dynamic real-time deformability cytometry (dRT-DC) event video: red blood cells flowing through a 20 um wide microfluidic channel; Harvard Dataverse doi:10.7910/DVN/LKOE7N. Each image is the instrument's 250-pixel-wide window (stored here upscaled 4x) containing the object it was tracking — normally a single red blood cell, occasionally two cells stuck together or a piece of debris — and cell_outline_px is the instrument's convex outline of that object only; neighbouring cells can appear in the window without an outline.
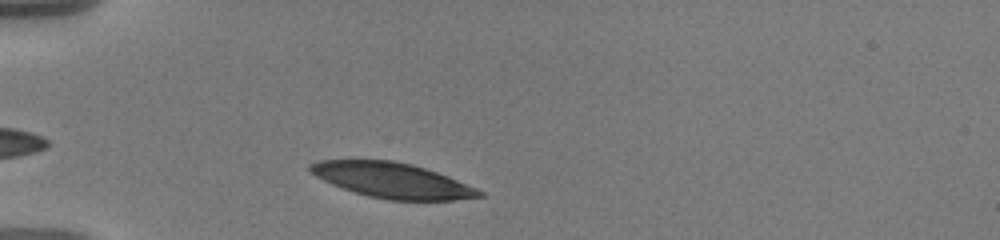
{"species": "human", "species_latin": "Homo sapiens", "temperature_condition": "warm", "stored_images_in_passage": 38, "camera_frame_rate_fps": 3000, "um_per_image_px": 0.085, "donor": {"sex": "male"}, "frame": {"image": 1, "passage_image": 3, "time_ms": 0.667, "image_size_px": [1000, 240], "cell_outline_px": [[484, 196], [452, 200], [388, 200], [368, 196], [332, 184], [316, 176], [308, 168], [308, 164], [320, 160], [392, 160], [412, 164], [448, 176], [476, 188], [484, 192]], "centroid_in_image_um": [33.34, 15.32], "position_along_channel_um": 51.7, "area_um2": 34.33}}
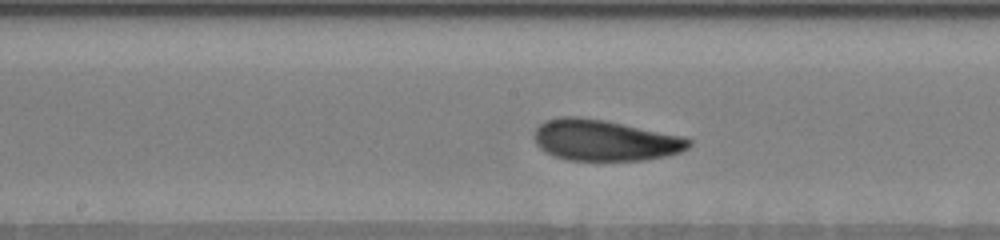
{"frame": {"image": 2, "passage_image": 17, "time_ms": 5.333, "image_size_px": [1000, 240], "cell_outline_px": [[692, 144], [688, 148], [680, 152], [664, 156], [644, 160], [568, 160], [552, 156], [544, 152], [536, 144], [536, 128], [544, 120], [560, 116], [576, 116], [604, 120], [680, 136], [692, 140]], "centroid_in_image_um": [51.36, 11.93], "position_along_channel_um": 196.8, "area_um2": 36.76}}
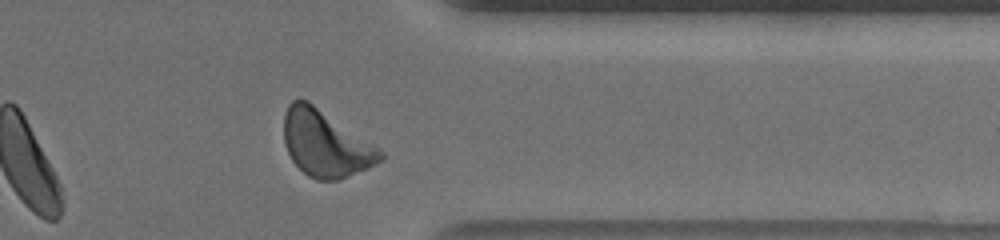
{"frame": {"image": 3, "passage_image": 33, "time_ms": 10.667, "image_size_px": [1000, 240], "cell_outline_px": [[384, 156], [380, 160], [368, 168], [348, 176], [336, 180], [316, 180], [308, 176], [292, 160], [284, 144], [284, 112], [288, 104], [292, 100], [308, 100], [380, 148], [384, 152]], "centroid_in_image_um": [27.65, 12.2], "position_along_channel_um": 383.7, "area_um2": 37.11}, "authors_computed_cell_mechanics": {"area_um2": 36.1539, "velocity_mm_per_s": 3.5664, "shape_relaxation_time_tau1_ms": 3.927, "shape_relaxation_time_tau2_ms": 2.2064, "deformation_change_tau1": 0.1445, "deformation_change_tau2": 0.0899}}